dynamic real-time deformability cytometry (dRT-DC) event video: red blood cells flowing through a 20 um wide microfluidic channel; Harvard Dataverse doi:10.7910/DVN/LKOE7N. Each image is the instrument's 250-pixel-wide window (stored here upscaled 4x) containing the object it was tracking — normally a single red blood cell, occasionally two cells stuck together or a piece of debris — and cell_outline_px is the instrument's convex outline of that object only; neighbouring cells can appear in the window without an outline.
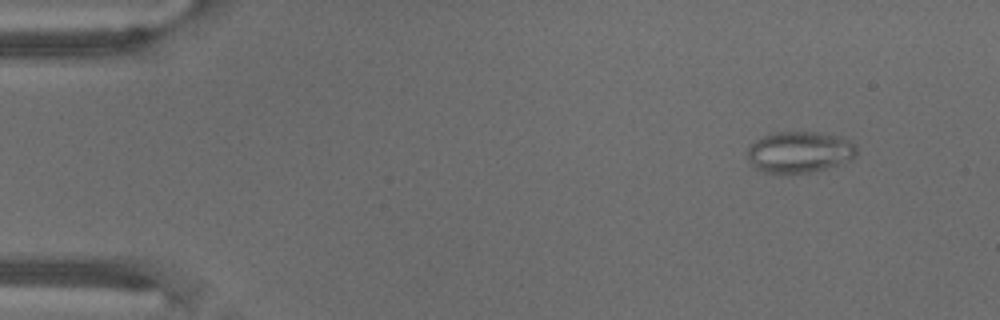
{"species": "common noctule bat (a hibernating species)", "species_latin": "Nyctalus noctula", "temperature_condition": "warm", "stored_images_in_passage": 73, "camera_frame_rate_fps": 3000, "um_per_image_px": 0.085, "animal": {"sex": "male", "body_mass_g": 18.8}, "frame": {"image": 1, "passage_image": 8, "time_ms": 2.333, "image_size_px": [1000, 320], "cell_outline_px": [[856, 156], [848, 160], [824, 168], [808, 172], [764, 172], [756, 168], [748, 160], [748, 144], [772, 132], [816, 132], [840, 136], [856, 144]], "centroid_in_image_um": [67.93, 12.89], "position_along_channel_um": 17.1, "area_um2": 25.89}}
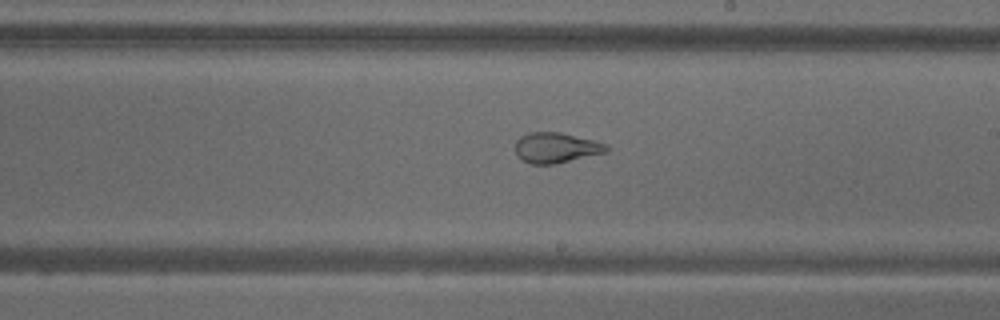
{"frame": {"image": 2, "passage_image": 43, "time_ms": 14.0, "image_size_px": [1000, 320], "cell_outline_px": [[608, 152], [556, 164], [532, 164], [520, 160], [516, 156], [516, 140], [520, 136], [528, 132], [560, 132], [596, 140], [608, 144]], "centroid_in_image_um": [47.27, 12.56], "position_along_channel_um": 241.7, "area_um2": 16.47}}
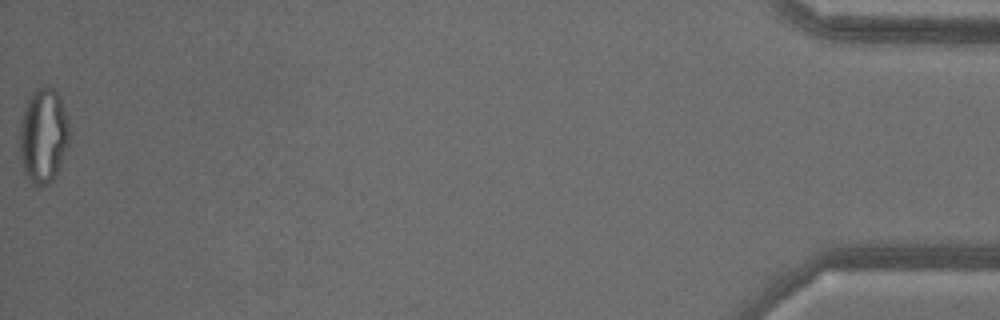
{"frame": {"image": 3, "passage_image": 73, "time_ms": 24.0, "image_size_px": [1000, 320], "cell_outline_px": [[68, 144], [60, 164], [52, 180], [36, 188], [32, 184], [24, 172], [20, 160], [20, 120], [24, 108], [32, 92], [36, 88], [44, 84], [48, 84], [56, 88], [60, 96], [68, 120]], "centroid_in_image_um": [3.66, 11.47], "position_along_channel_um": 431.5, "area_um2": 27.63}}